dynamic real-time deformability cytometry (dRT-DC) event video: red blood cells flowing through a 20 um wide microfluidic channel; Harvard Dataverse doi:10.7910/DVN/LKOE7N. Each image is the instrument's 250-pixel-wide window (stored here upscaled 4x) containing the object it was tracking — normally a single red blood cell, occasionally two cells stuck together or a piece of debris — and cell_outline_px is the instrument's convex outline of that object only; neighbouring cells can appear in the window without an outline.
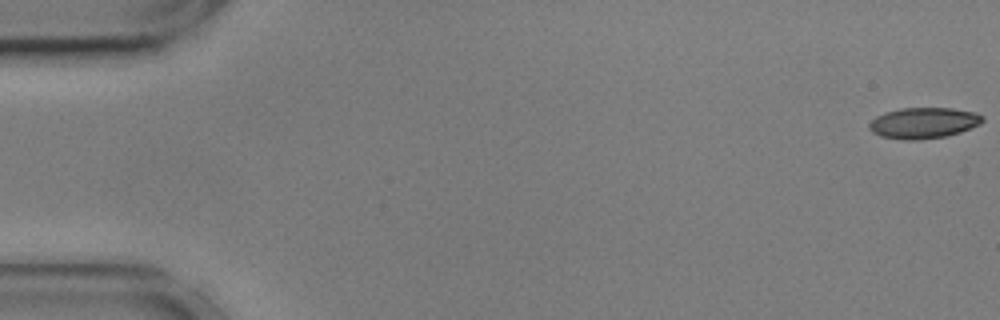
{"species": "common noctule bat (a hibernating species)", "species_latin": "Nyctalus noctula", "temperature_condition": "cold", "stored_images_in_passage": 6, "camera_frame_rate_fps": 3000, "um_per_image_px": 0.085, "animal": {"sex": "male", "body_mass_g": 17.9, "forearm_length_mm": 54.2}, "frame": {"image": 1, "passage_image": 1, "time_ms": 0.0, "image_size_px": [1000, 320], "cell_outline_px": [[984, 120], [980, 124], [960, 132], [944, 136], [920, 140], [904, 140], [880, 136], [872, 132], [868, 128], [868, 124], [876, 116], [884, 112], [900, 108], [952, 108], [976, 112], [984, 116]], "centroid_in_image_um": [78.49, 10.44], "position_along_channel_um": 6.5, "area_um2": 20.58}}